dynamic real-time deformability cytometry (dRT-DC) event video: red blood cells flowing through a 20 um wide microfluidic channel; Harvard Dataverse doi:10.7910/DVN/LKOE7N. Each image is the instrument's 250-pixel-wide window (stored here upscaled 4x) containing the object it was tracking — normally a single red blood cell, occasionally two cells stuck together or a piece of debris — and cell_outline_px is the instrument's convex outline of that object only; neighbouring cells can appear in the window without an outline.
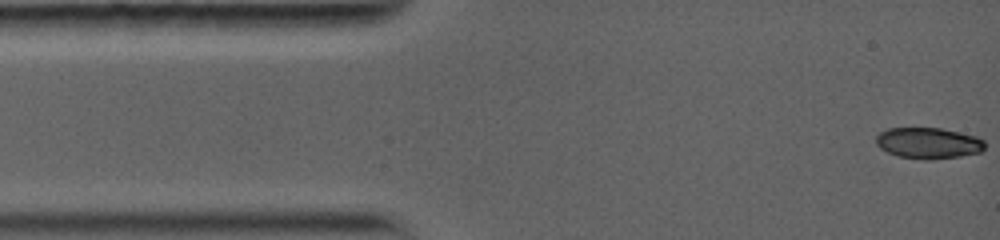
{"species": "common noctule bat (a hibernating species)", "species_latin": "Nyctalus noctula", "temperature_condition": "warm", "stored_images_in_passage": 8, "camera_frame_rate_fps": 5000, "um_per_image_px": 0.085, "animal": {"sex": "female", "body_mass_g": 19.0, "forearm_length_mm": 56.7}, "frame": {"image": 1, "passage_image": 1, "time_ms": 0.0, "image_size_px": [1000, 240], "cell_outline_px": [[984, 148], [980, 152], [960, 156], [932, 160], [924, 160], [896, 156], [880, 148], [876, 144], [876, 136], [880, 132], [888, 128], [940, 128], [976, 136], [984, 140]], "centroid_in_image_um": [78.89, 12.17], "position_along_channel_um": 6.1, "area_um2": 19.77}}
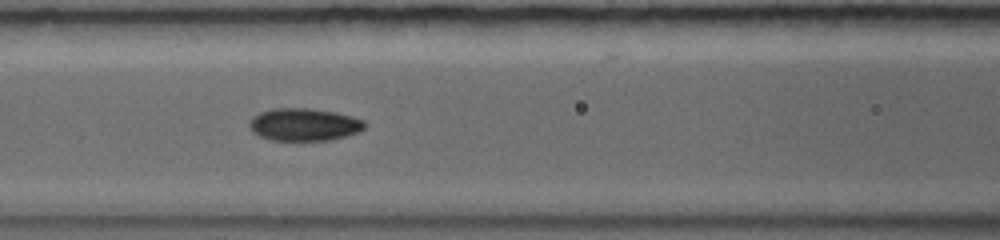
{"frame": {"image": 2, "passage_image": 7, "time_ms": 5.4, "image_size_px": [1000, 240], "cell_outline_px": [[368, 124], [360, 132], [332, 140], [272, 140], [260, 136], [252, 132], [248, 128], [248, 124], [252, 116], [260, 112], [272, 108], [312, 108], [336, 112], [352, 116], [364, 120]], "centroid_in_image_um": [25.86, 10.58], "position_along_channel_um": 140.7, "area_um2": 22.25}}
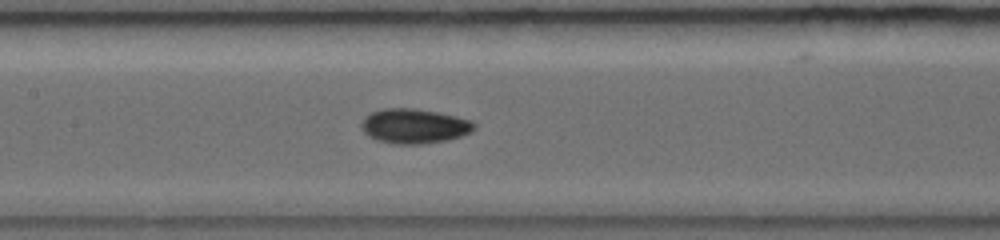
{"frame": {"image": 3, "passage_image": 8, "time_ms": 6.2, "image_size_px": [1000, 240], "cell_outline_px": [[476, 128], [460, 136], [448, 140], [420, 144], [396, 144], [376, 140], [368, 136], [360, 128], [360, 124], [364, 116], [380, 108], [416, 108], [456, 116], [472, 120], [476, 124]], "centroid_in_image_um": [35.17, 10.71], "position_along_channel_um": 172.2, "area_um2": 23.0}}